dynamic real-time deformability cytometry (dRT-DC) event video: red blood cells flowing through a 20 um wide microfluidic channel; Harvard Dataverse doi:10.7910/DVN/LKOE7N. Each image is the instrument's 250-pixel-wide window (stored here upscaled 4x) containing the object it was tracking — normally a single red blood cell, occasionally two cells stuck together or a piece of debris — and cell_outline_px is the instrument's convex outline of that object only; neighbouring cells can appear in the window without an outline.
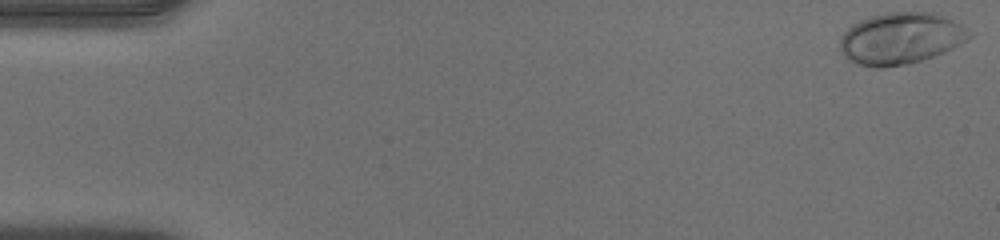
{"species": "human", "species_latin": "Homo sapiens", "temperature_condition": "warm", "stored_images_in_passage": 50, "camera_frame_rate_fps": 3000, "um_per_image_px": 0.085, "donor": {"sex": "male"}, "frame": {"image": 1, "passage_image": 1, "time_ms": 0.0, "image_size_px": [1000, 240], "cell_outline_px": [[972, 36], [968, 40], [944, 52], [908, 64], [884, 68], [876, 68], [852, 64], [840, 52], [840, 36], [852, 24], [860, 20], [884, 12], [936, 12], [960, 24], [972, 32]], "centroid_in_image_um": [76.53, 3.27], "position_along_channel_um": 8.5, "area_um2": 39.3}}
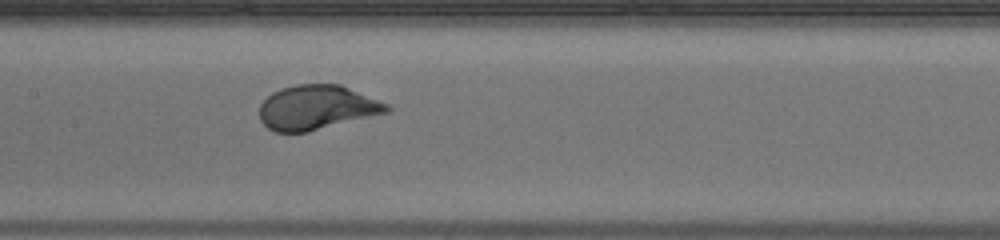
{"frame": {"image": 2, "passage_image": 25, "time_ms": 8.0, "image_size_px": [1000, 240], "cell_outline_px": [[392, 108], [388, 112], [308, 132], [276, 132], [268, 128], [260, 120], [260, 104], [272, 92], [280, 88], [296, 84], [340, 84], [388, 104]], "centroid_in_image_um": [26.91, 9.13], "position_along_channel_um": 180.5, "area_um2": 32.89}}
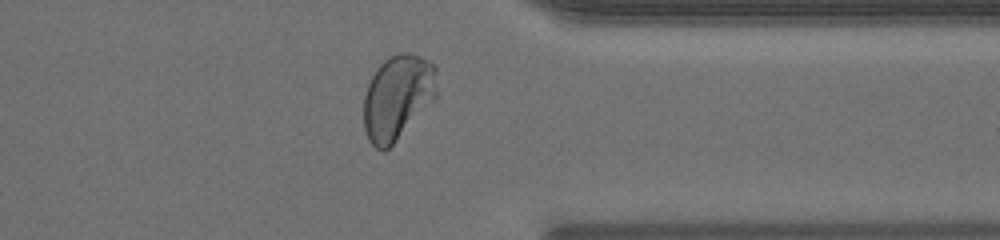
{"frame": {"image": 3, "passage_image": 40, "time_ms": 13.0, "image_size_px": [1000, 240], "cell_outline_px": [[440, 96], [384, 152], [376, 148], [368, 140], [364, 128], [364, 96], [368, 84], [376, 68], [384, 60], [400, 52], [408, 52], [420, 56], [436, 64]], "centroid_in_image_um": [33.85, 8.24], "position_along_channel_um": 377.5, "area_um2": 36.93}, "authors_computed_cell_mechanics": {"area_um2": 33.6396, "velocity_mm_per_s": 4.0465, "shape_relaxation_time_tau1_ms": 1.8362, "shape_relaxation_time_tau2_ms": null, "deformation_change_tau1": 0.1573, "deformation_change_tau2": null}}